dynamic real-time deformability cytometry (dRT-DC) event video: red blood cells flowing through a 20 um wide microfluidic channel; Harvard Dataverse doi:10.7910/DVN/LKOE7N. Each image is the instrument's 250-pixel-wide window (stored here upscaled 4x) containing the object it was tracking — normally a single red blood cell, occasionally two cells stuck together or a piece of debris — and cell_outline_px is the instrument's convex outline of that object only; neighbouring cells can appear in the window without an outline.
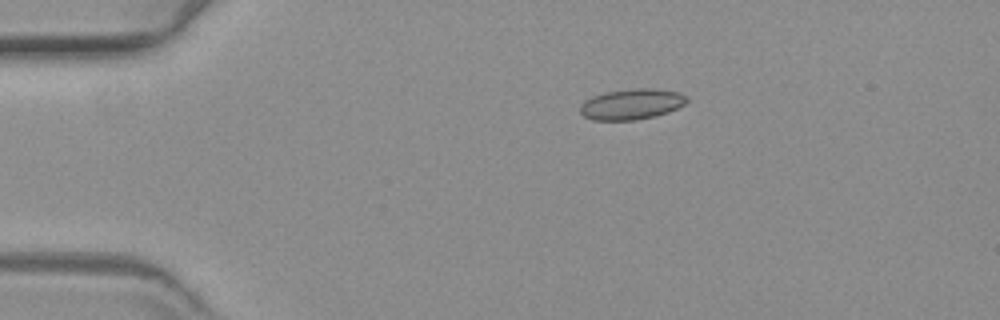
{"species": "common noctule bat (a hibernating species)", "species_latin": "Nyctalus noctula", "temperature_condition": "warm", "stored_images_in_passage": 22, "camera_frame_rate_fps": 3000, "um_per_image_px": 0.085, "animal": {"sex": "female", "body_mass_g": 19.3, "forearm_length_mm": 54.1}, "frame": {"image": 1, "passage_image": 1, "time_ms": 0.0, "image_size_px": [1000, 320], "cell_outline_px": [[688, 100], [684, 104], [668, 112], [656, 116], [636, 120], [592, 120], [584, 116], [580, 112], [580, 104], [584, 100], [592, 96], [604, 92], [636, 88], [652, 88], [676, 92], [688, 96]], "centroid_in_image_um": [53.66, 8.85], "position_along_channel_um": 31.3, "area_um2": 19.13}}
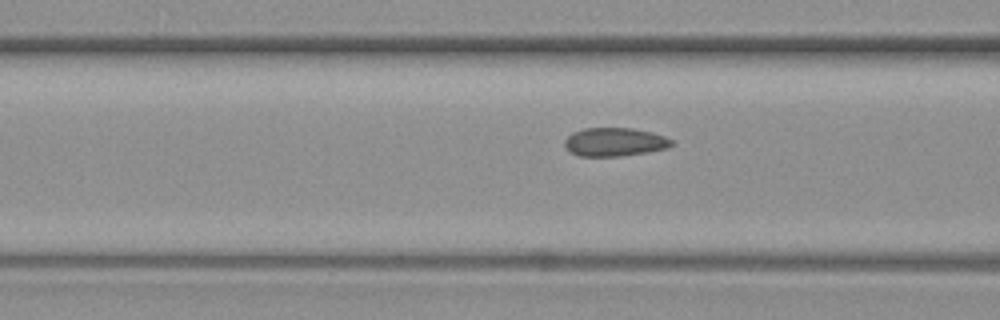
{"frame": {"image": 2, "passage_image": 13, "time_ms": 4.0, "image_size_px": [1000, 320], "cell_outline_px": [[676, 144], [668, 148], [648, 152], [620, 156], [580, 156], [572, 152], [564, 144], [564, 140], [572, 132], [584, 128], [632, 128], [652, 132], [664, 136], [672, 140]], "centroid_in_image_um": [52.28, 12.06], "position_along_channel_um": 114.3, "area_um2": 17.8}}
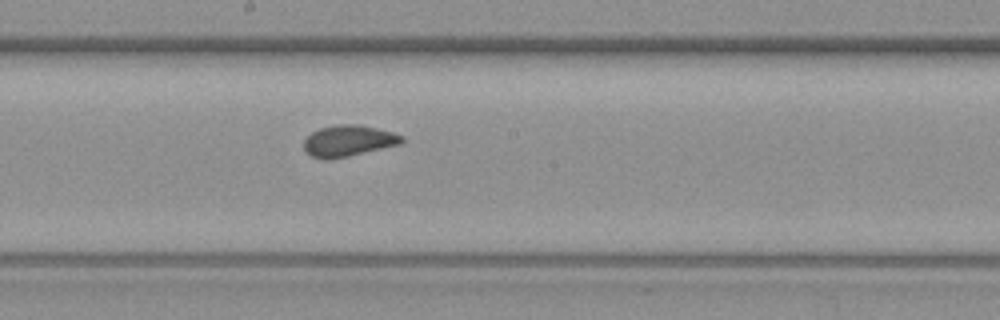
{"frame": {"image": 3, "passage_image": 22, "time_ms": 7.0, "image_size_px": [1000, 320], "cell_outline_px": [[404, 140], [400, 144], [348, 156], [328, 160], [324, 160], [312, 156], [304, 148], [304, 140], [312, 132], [320, 128], [336, 124], [360, 124], [392, 132], [404, 136]], "centroid_in_image_um": [29.61, 11.96], "position_along_channel_um": 218.6, "area_um2": 17.74}}